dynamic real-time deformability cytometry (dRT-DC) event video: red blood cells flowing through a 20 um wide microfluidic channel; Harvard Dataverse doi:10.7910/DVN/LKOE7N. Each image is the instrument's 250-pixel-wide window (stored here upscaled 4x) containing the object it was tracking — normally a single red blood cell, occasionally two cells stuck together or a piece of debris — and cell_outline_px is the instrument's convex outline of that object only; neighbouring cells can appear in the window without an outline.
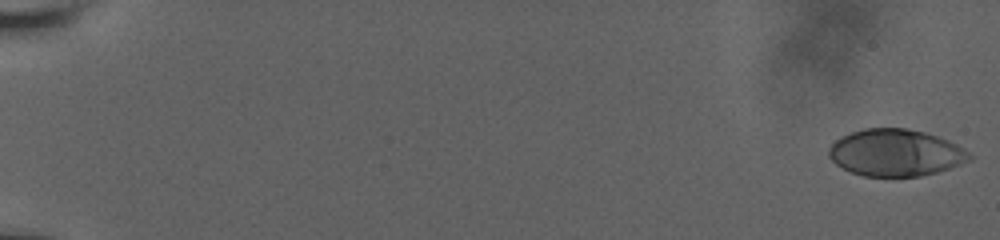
{"species": "human", "species_latin": "Homo sapiens", "temperature_condition": "room temperature", "stored_images_in_passage": 15, "camera_frame_rate_fps": 3000, "um_per_image_px": 0.085, "donor": {"sex": "male"}, "frame": {"image": 1, "passage_image": 1, "time_ms": 0.0, "image_size_px": [1000, 240], "cell_outline_px": [[972, 160], [936, 172], [920, 176], [864, 176], [852, 172], [836, 164], [828, 156], [828, 148], [840, 136], [864, 128], [908, 128], [924, 132], [948, 140], [964, 148], [972, 156]], "centroid_in_image_um": [76.12, 12.97], "position_along_channel_um": 8.9, "area_um2": 38.32}}